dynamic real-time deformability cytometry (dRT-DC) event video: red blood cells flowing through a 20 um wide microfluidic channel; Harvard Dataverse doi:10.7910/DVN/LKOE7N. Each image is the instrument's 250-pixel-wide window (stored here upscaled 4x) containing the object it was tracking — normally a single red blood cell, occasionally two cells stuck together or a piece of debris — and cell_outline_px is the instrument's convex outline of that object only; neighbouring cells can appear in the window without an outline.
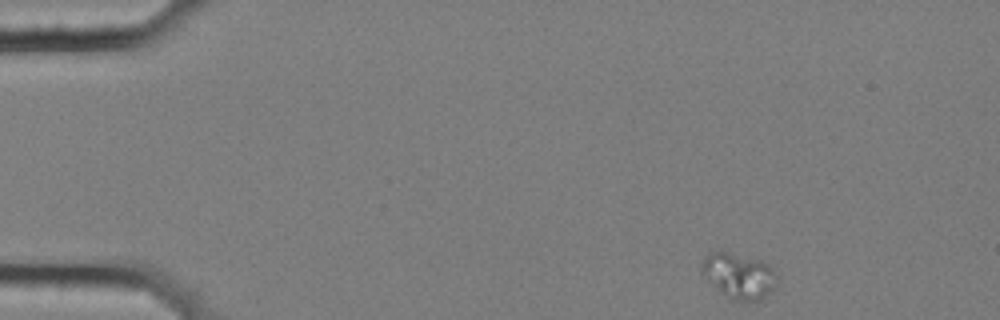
{"species": "common noctule bat (a hibernating species)", "species_latin": "Nyctalus noctula", "temperature_condition": "cold", "stored_images_in_passage": 52, "camera_frame_rate_fps": 3000, "um_per_image_px": 0.085, "animal": {"sex": "female", "body_mass_g": 25.1}, "frame": {"image": 1, "passage_image": 1, "time_ms": 0.0, "image_size_px": [1000, 320], "cell_outline_px": [[776, 288], [772, 292], [760, 300], [736, 300], [720, 292], [700, 272], [700, 264], [704, 256], [720, 248], [764, 260], [772, 268], [776, 276]], "centroid_in_image_um": [62.79, 23.37], "position_along_channel_um": 22.2, "area_um2": 20.52}}
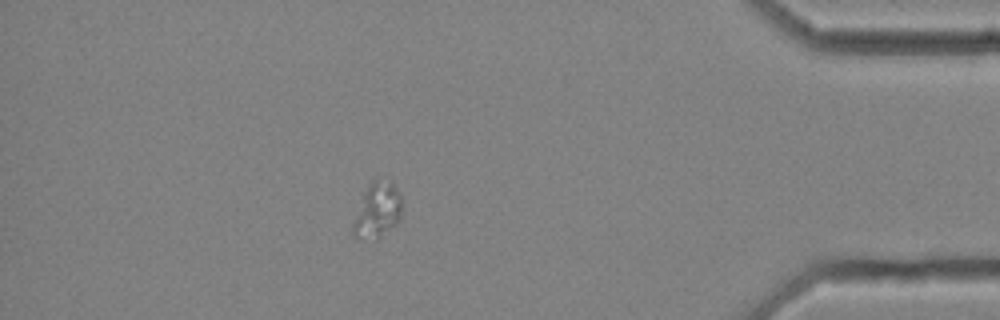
{"frame": {"image": 2, "passage_image": 45, "time_ms": 14.667, "image_size_px": [1000, 320], "cell_outline_px": [[404, 204], [400, 220], [396, 224], [376, 240], [356, 240], [352, 232], [352, 224], [364, 196], [372, 180], [392, 180], [404, 200]], "centroid_in_image_um": [32.13, 17.92], "position_along_channel_um": 403.1, "area_um2": 16.01}}